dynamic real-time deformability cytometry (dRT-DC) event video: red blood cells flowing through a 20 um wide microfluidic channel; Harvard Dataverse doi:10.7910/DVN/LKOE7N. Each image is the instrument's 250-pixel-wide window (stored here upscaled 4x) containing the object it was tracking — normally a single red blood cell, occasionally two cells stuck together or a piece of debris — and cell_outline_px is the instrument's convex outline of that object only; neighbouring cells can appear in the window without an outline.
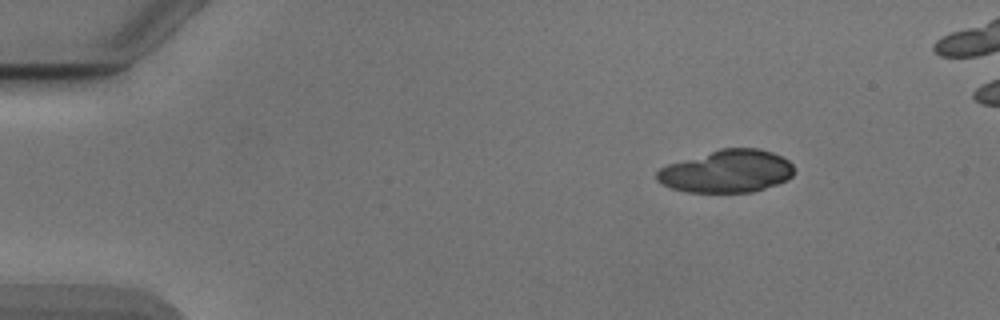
{"species": "Egyptian fruit bat (a non-hibernating species)", "species_latin": "Rousettus aegyptiacus", "temperature_condition": "cold", "stored_images_in_passage": 8, "camera_frame_rate_fps": 3000, "um_per_image_px": 0.085, "animal": {"sex": "male"}, "frame": {"image": 1, "passage_image": 1, "time_ms": 0.0, "image_size_px": [1000, 320], "cell_outline_px": [[792, 176], [788, 180], [752, 192], [688, 192], [672, 188], [656, 180], [656, 172], [660, 168], [668, 164], [720, 148], [760, 148], [772, 152], [788, 160], [792, 164]], "centroid_in_image_um": [61.77, 14.55], "position_along_channel_um": 23.2, "area_um2": 33.93}}